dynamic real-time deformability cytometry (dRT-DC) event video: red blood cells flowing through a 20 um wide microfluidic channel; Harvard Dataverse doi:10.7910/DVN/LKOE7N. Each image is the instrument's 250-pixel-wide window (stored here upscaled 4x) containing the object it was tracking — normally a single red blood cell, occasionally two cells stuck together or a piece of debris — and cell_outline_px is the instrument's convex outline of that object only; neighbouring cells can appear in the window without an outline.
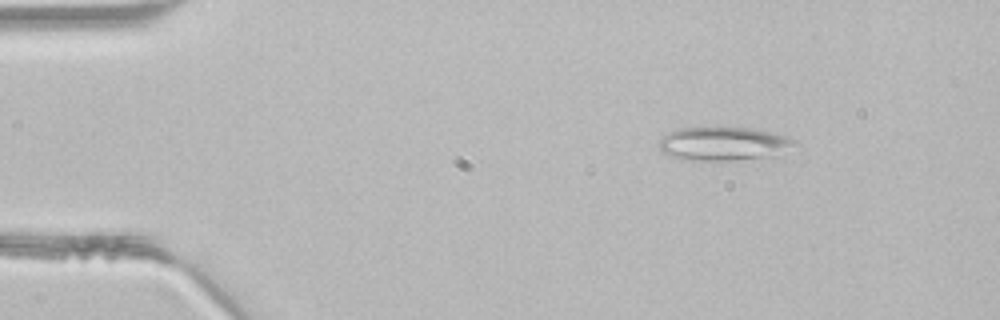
{"species": "common noctule bat (a hibernating species)", "species_latin": "Nyctalus noctula", "temperature_condition": "room temperature", "stored_images_in_passage": 41, "camera_frame_rate_fps": 3000, "um_per_image_px": 0.085, "animal": {"sex": "male", "body_mass_g": 21.5, "forearm_length_mm": 52.0}, "frame": {"image": 1, "passage_image": 2, "time_ms": 0.333, "image_size_px": [1000, 320], "cell_outline_px": [[800, 144], [776, 156], [728, 160], [680, 160], [660, 152], [660, 140], [668, 132], [680, 128], [748, 128], [788, 136], [796, 140]], "centroid_in_image_um": [61.53, 12.23], "position_along_channel_um": 23.5, "area_um2": 26.59}}
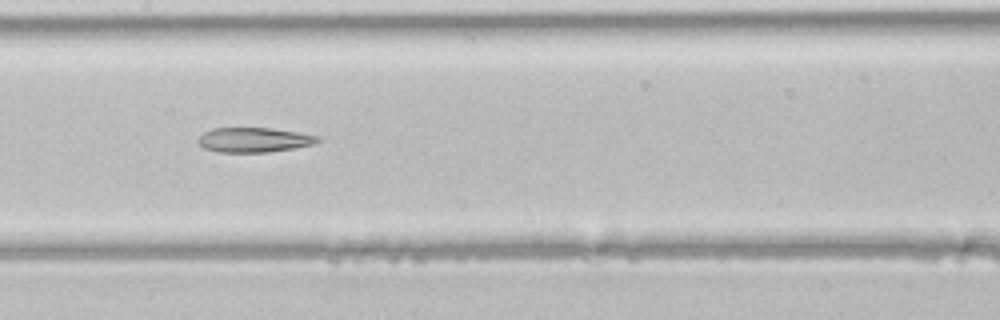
{"frame": {"image": 2, "passage_image": 18, "time_ms": 5.667, "image_size_px": [1000, 320], "cell_outline_px": [[324, 140], [316, 144], [296, 148], [268, 152], [220, 152], [204, 148], [196, 140], [204, 132], [212, 128], [272, 128], [300, 132], [320, 136]], "centroid_in_image_um": [21.68, 11.88], "position_along_channel_um": 185.7, "area_um2": 17.51}}
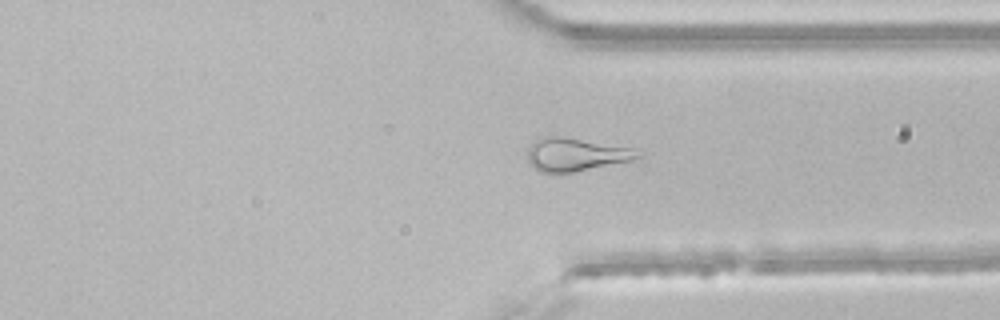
{"frame": {"image": 3, "passage_image": 30, "time_ms": 9.667, "image_size_px": [1000, 320], "cell_outline_px": [[640, 156], [632, 160], [576, 172], [540, 172], [528, 164], [528, 148], [536, 140], [544, 136], [560, 136], [636, 148]], "centroid_in_image_um": [48.92, 13.13], "position_along_channel_um": 362.5, "area_um2": 21.21}}